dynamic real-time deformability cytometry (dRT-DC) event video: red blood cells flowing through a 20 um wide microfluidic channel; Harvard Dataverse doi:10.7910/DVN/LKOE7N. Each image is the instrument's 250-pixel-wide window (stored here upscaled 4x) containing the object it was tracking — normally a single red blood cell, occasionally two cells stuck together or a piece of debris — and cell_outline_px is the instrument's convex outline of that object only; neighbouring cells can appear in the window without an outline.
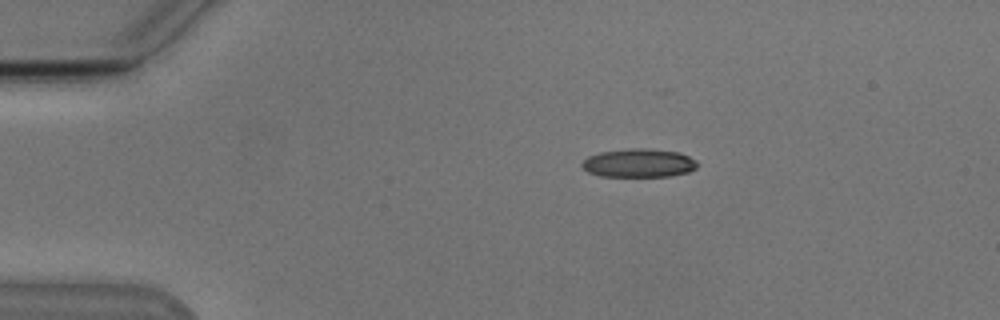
{"species": "Egyptian fruit bat (a non-hibernating species)", "species_latin": "Rousettus aegyptiacus", "temperature_condition": "cold", "stored_images_in_passage": 44, "camera_frame_rate_fps": 3000, "um_per_image_px": 0.085, "animal": {"sex": "male"}, "frame": {"image": 1, "passage_image": 1, "time_ms": 0.0, "image_size_px": [1000, 320], "cell_outline_px": [[700, 164], [696, 168], [688, 172], [668, 176], [600, 176], [588, 172], [580, 164], [588, 156], [600, 152], [628, 148], [644, 148], [680, 152], [696, 160]], "centroid_in_image_um": [54.31, 13.85], "position_along_channel_um": 30.7, "area_um2": 19.25}}
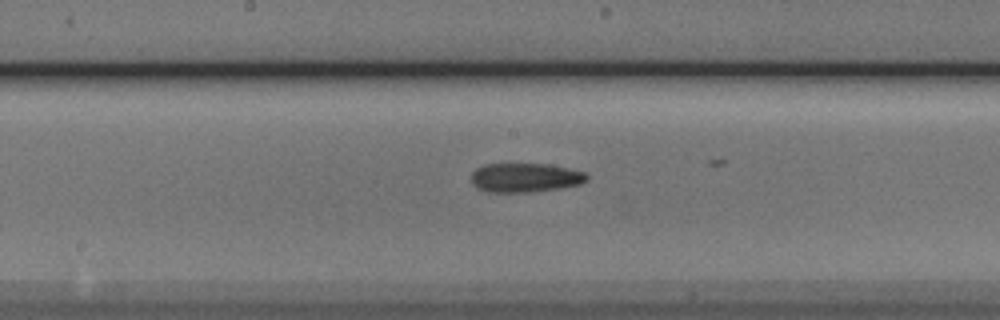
{"frame": {"image": 2, "passage_image": 19, "time_ms": 6.0, "image_size_px": [1000, 320], "cell_outline_px": [[588, 180], [580, 184], [560, 188], [532, 192], [488, 192], [476, 188], [472, 184], [472, 172], [476, 168], [484, 164], [548, 164], [568, 168], [584, 172], [588, 176]], "centroid_in_image_um": [44.62, 15.1], "position_along_channel_um": 203.6, "area_um2": 19.71}}
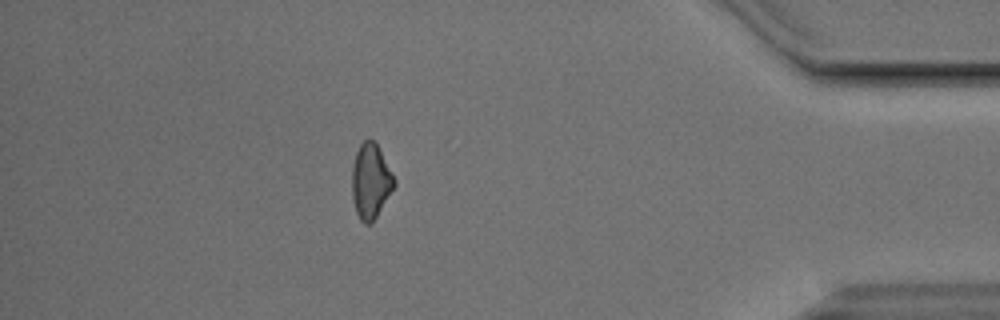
{"frame": {"image": 3, "passage_image": 38, "time_ms": 12.333, "image_size_px": [1000, 320], "cell_outline_px": [[396, 184], [372, 224], [364, 224], [360, 220], [356, 212], [352, 196], [352, 164], [356, 152], [360, 144], [364, 140], [372, 140], [376, 144], [396, 180]], "centroid_in_image_um": [31.49, 15.44], "position_along_channel_um": 403.7, "area_um2": 18.32}}